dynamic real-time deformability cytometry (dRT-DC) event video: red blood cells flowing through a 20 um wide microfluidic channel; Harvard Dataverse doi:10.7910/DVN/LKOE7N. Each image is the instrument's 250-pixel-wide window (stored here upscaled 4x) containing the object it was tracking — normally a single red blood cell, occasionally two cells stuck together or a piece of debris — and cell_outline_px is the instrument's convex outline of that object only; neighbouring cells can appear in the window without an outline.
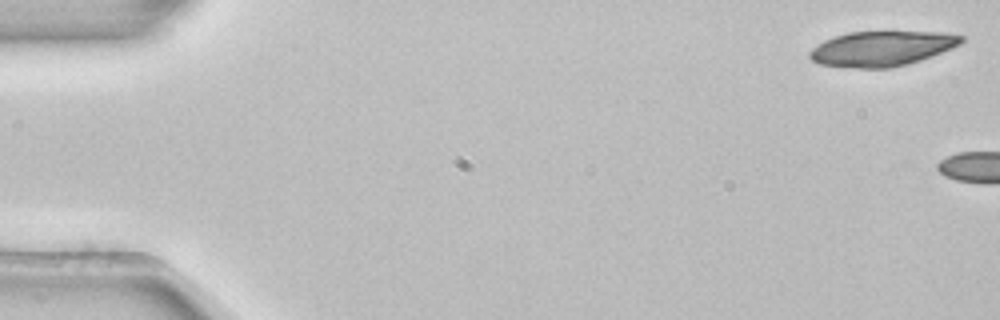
{"species": "common noctule bat (a hibernating species)", "species_latin": "Nyctalus noctula", "temperature_condition": "room temperature", "stored_images_in_passage": 5, "camera_frame_rate_fps": 3000, "um_per_image_px": 0.085, "animal": {"sex": "female", "body_mass_g": 22.7, "forearm_length_mm": 54.2}, "frame": {"image": 1, "passage_image": 1, "time_ms": 0.0, "image_size_px": [1000, 320], "cell_outline_px": [[964, 40], [960, 44], [952, 48], [932, 56], [908, 64], [888, 68], [856, 68], [820, 64], [812, 60], [808, 56], [808, 52], [812, 48], [824, 40], [848, 32], [948, 32], [964, 36]], "centroid_in_image_um": [74.96, 4.13], "position_along_channel_um": 10.0, "area_um2": 30.92}}